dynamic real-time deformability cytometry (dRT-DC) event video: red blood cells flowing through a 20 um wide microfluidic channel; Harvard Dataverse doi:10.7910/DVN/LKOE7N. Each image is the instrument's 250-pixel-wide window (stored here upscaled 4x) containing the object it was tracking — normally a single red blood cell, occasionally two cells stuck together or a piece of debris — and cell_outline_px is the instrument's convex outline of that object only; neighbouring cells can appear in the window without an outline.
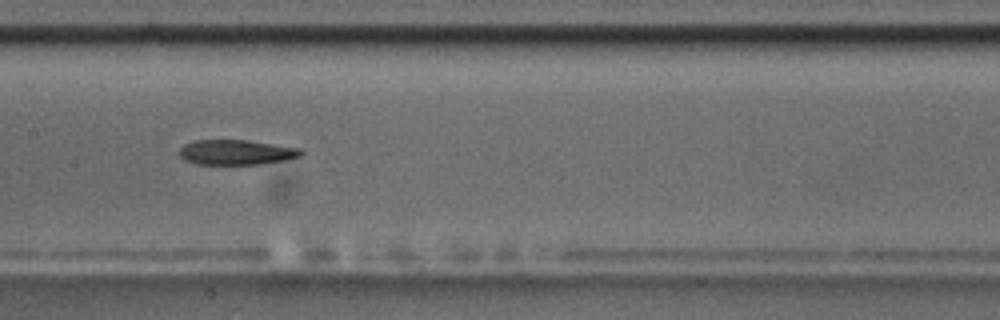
{"species": "common noctule bat (a hibernating species)", "species_latin": "Nyctalus noctula", "temperature_condition": "room temperature", "stored_images_in_passage": 9, "camera_frame_rate_fps": 3000, "um_per_image_px": 0.085, "animal": {"sex": "male", "body_mass_g": 17.5, "forearm_length_mm": 52.3}, "frame": {"image": 1, "passage_image": 8, "time_ms": 8.0, "image_size_px": [1000, 320], "cell_outline_px": [[304, 152], [300, 156], [284, 160], [256, 164], [196, 164], [184, 160], [180, 156], [180, 148], [184, 144], [192, 140], [248, 140], [300, 148]], "centroid_in_image_um": [20.05, 12.93], "position_along_channel_um": 187.3, "area_um2": 17.69}}